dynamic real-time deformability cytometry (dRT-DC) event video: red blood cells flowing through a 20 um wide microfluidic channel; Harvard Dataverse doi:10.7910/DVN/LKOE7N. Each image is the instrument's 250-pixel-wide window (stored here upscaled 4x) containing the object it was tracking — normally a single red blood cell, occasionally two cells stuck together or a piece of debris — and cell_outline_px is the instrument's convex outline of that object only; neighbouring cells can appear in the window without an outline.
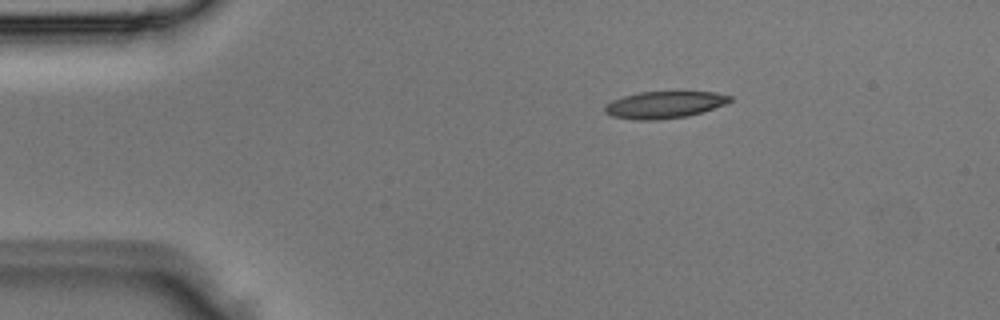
{"species": "Egyptian fruit bat (a non-hibernating species)", "species_latin": "Rousettus aegyptiacus", "temperature_condition": "room temperature", "stored_images_in_passage": 3, "camera_frame_rate_fps": 3000, "um_per_image_px": 0.085, "animal": {"sex": "male"}, "frame": {"image": 1, "passage_image": 1, "time_ms": 0.0, "image_size_px": [1000, 320], "cell_outline_px": [[732, 100], [724, 104], [704, 112], [688, 116], [660, 120], [636, 120], [612, 116], [604, 112], [604, 104], [612, 100], [624, 96], [640, 92], [716, 92], [732, 96]], "centroid_in_image_um": [56.46, 8.91], "position_along_channel_um": 28.5, "area_um2": 19.77}}
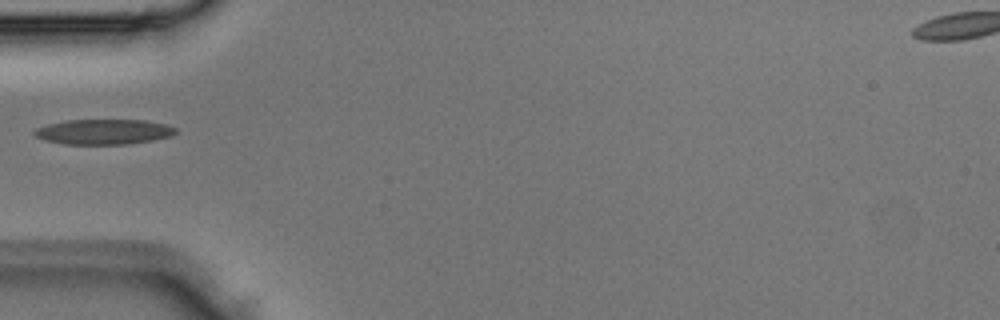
{"frame": {"image": 2, "passage_image": 3, "time_ms": 0.667, "image_size_px": [1000, 320], "cell_outline_px": [[176, 132], [172, 136], [152, 140], [128, 144], [64, 144], [44, 140], [36, 136], [32, 132], [36, 128], [48, 124], [68, 120], [144, 120], [168, 124], [176, 128]], "centroid_in_image_um": [8.83, 11.2], "position_along_channel_um": 76.2, "area_um2": 20.75}}